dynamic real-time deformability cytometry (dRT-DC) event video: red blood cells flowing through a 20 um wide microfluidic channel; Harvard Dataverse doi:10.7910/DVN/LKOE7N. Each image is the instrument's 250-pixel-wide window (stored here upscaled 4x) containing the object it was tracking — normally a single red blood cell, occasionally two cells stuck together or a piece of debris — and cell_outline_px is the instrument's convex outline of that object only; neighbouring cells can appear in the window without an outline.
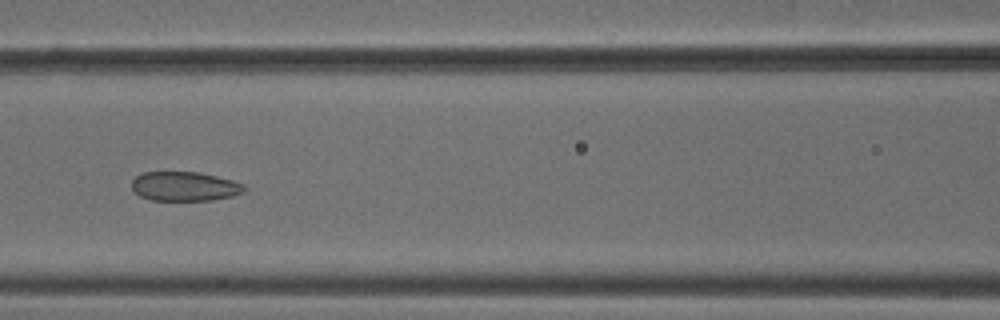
{"species": "common noctule bat (a hibernating species)", "species_latin": "Nyctalus noctula", "temperature_condition": "cold", "stored_images_in_passage": 5, "camera_frame_rate_fps": 3000, "um_per_image_px": 0.085, "animal": {"sex": "male", "body_mass_g": 18.8}, "frame": {"image": 1, "passage_image": 4, "time_ms": 1.0, "image_size_px": [1000, 320], "cell_outline_px": [[244, 192], [232, 196], [212, 200], [152, 200], [140, 196], [132, 192], [132, 180], [136, 176], [144, 172], [200, 172], [232, 180], [244, 184]], "centroid_in_image_um": [15.67, 15.84], "position_along_channel_um": 150.9, "area_um2": 19.25}}
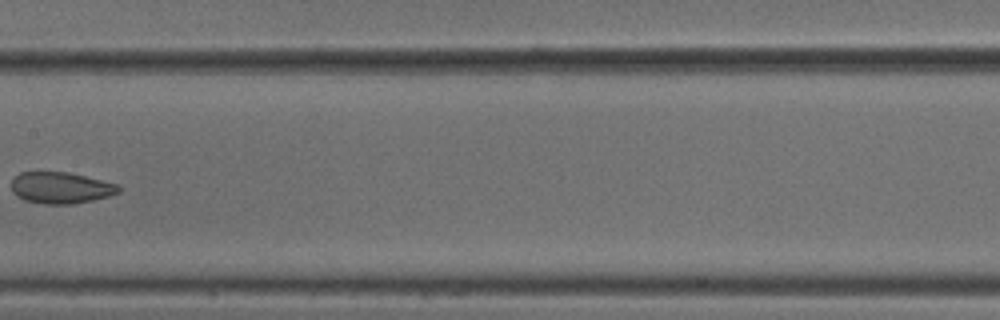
{"frame": {"image": 2, "passage_image": 5, "time_ms": 1.333, "image_size_px": [1000, 320], "cell_outline_px": [[120, 192], [108, 196], [92, 200], [72, 204], [44, 204], [24, 200], [16, 196], [12, 192], [12, 176], [20, 172], [68, 172], [116, 184], [120, 188]], "centroid_in_image_um": [5.11, 15.96], "position_along_channel_um": 202.3, "area_um2": 19.59}}